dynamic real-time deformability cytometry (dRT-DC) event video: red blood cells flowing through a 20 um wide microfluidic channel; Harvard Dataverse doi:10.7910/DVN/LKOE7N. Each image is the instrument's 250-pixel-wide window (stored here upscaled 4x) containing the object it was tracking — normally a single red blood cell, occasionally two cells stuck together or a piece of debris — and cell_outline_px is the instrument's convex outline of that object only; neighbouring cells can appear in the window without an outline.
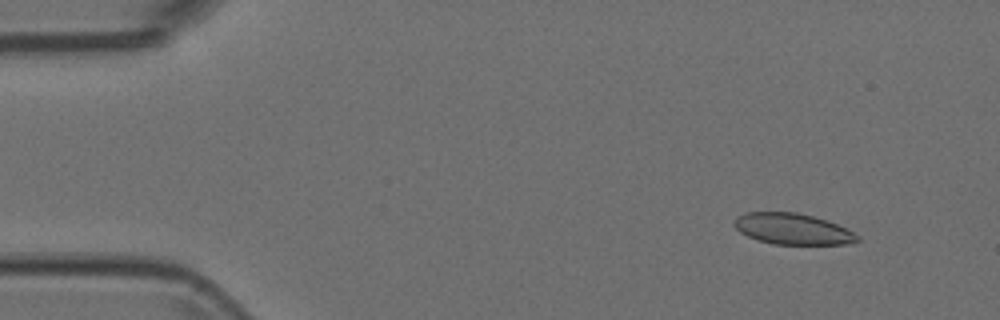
{"species": "Egyptian fruit bat (a non-hibernating species)", "species_latin": "Rousettus aegyptiacus", "temperature_condition": "room temperature", "stored_images_in_passage": 53, "camera_frame_rate_fps": 3000, "um_per_image_px": 0.085, "animal": {"sex": "female"}, "frame": {"image": 1, "passage_image": 5, "time_ms": 1.333, "image_size_px": [1000, 320], "cell_outline_px": [[860, 240], [848, 244], [772, 244], [748, 236], [740, 232], [732, 224], [732, 220], [736, 216], [744, 212], [796, 212], [812, 216], [836, 224], [852, 232]], "centroid_in_image_um": [67.29, 19.45], "position_along_channel_um": 17.7, "area_um2": 22.08}}
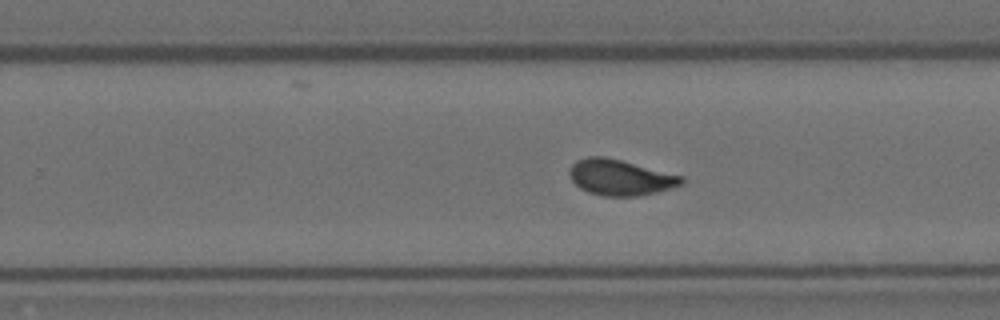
{"frame": {"image": 2, "passage_image": 33, "time_ms": 10.667, "image_size_px": [1000, 320], "cell_outline_px": [[684, 184], [656, 192], [636, 196], [604, 196], [588, 192], [580, 188], [572, 180], [568, 172], [572, 164], [576, 160], [588, 156], [604, 156], [684, 176]], "centroid_in_image_um": [52.71, 15.08], "position_along_channel_um": 277.1, "area_um2": 23.29}}
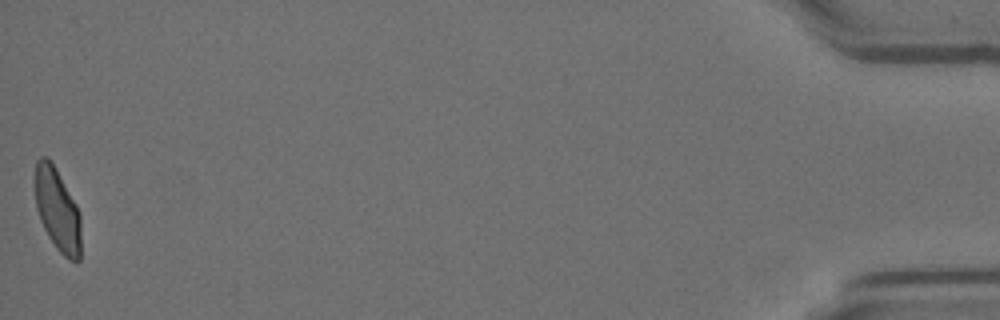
{"frame": {"image": 3, "passage_image": 53, "time_ms": 17.333, "image_size_px": [1000, 320], "cell_outline_px": [[80, 260], [68, 260], [56, 248], [48, 236], [40, 220], [36, 208], [32, 184], [32, 180], [36, 160], [40, 156], [48, 156], [76, 204], [80, 212]], "centroid_in_image_um": [4.82, 17.77], "position_along_channel_um": 430.4, "area_um2": 22.66}}